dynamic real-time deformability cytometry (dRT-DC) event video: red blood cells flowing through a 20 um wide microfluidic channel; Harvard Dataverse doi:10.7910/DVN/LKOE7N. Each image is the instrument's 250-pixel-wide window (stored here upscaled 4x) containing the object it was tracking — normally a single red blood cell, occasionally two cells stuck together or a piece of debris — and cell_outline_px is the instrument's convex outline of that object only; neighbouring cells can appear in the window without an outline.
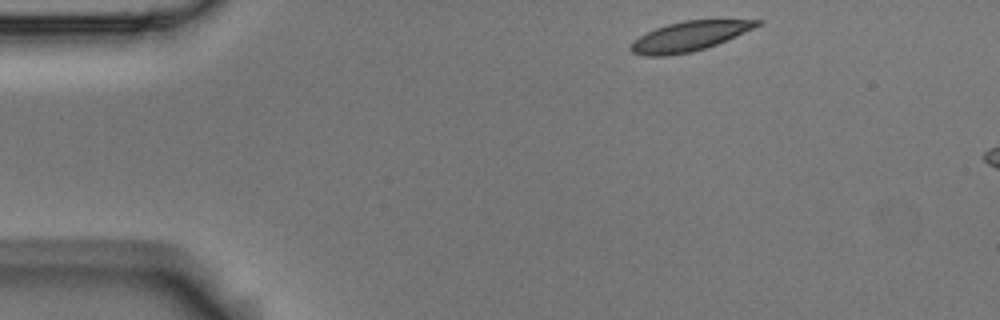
{"species": "Egyptian fruit bat (a non-hibernating species)", "species_latin": "Rousettus aegyptiacus", "temperature_condition": "room temperature", "stored_images_in_passage": 3, "camera_frame_rate_fps": 3000, "um_per_image_px": 0.085, "animal": {"sex": "male"}, "frame": {"image": 1, "passage_image": 1, "time_ms": 0.0, "image_size_px": [1000, 320], "cell_outline_px": [[764, 20], [760, 24], [736, 36], [716, 44], [692, 52], [668, 56], [644, 56], [632, 52], [628, 48], [640, 36], [656, 28], [668, 24], [684, 20]], "centroid_in_image_um": [58.56, 3.09], "position_along_channel_um": 26.4, "area_um2": 21.44}}